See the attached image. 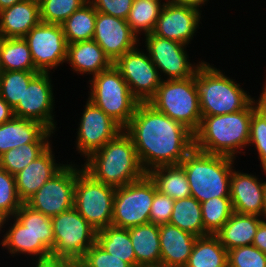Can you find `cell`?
Wrapping results in <instances>:
<instances>
[{
	"mask_svg": "<svg viewBox=\"0 0 266 267\" xmlns=\"http://www.w3.org/2000/svg\"><path fill=\"white\" fill-rule=\"evenodd\" d=\"M124 131L146 174L156 167L180 164L194 148V133L148 102L138 103Z\"/></svg>",
	"mask_w": 266,
	"mask_h": 267,
	"instance_id": "6da1fadb",
	"label": "cell"
},
{
	"mask_svg": "<svg viewBox=\"0 0 266 267\" xmlns=\"http://www.w3.org/2000/svg\"><path fill=\"white\" fill-rule=\"evenodd\" d=\"M254 103L231 114L202 116L194 133V148L209 154L237 159L246 154ZM237 157V158H236Z\"/></svg>",
	"mask_w": 266,
	"mask_h": 267,
	"instance_id": "7a4b0ae2",
	"label": "cell"
},
{
	"mask_svg": "<svg viewBox=\"0 0 266 267\" xmlns=\"http://www.w3.org/2000/svg\"><path fill=\"white\" fill-rule=\"evenodd\" d=\"M83 161V169L95 180L115 188L137 181L146 174L133 141L124 130Z\"/></svg>",
	"mask_w": 266,
	"mask_h": 267,
	"instance_id": "3957f363",
	"label": "cell"
},
{
	"mask_svg": "<svg viewBox=\"0 0 266 267\" xmlns=\"http://www.w3.org/2000/svg\"><path fill=\"white\" fill-rule=\"evenodd\" d=\"M215 66L204 61L194 75L202 116L231 114L246 109L254 97L240 85L242 83H237L235 78Z\"/></svg>",
	"mask_w": 266,
	"mask_h": 267,
	"instance_id": "277c9868",
	"label": "cell"
},
{
	"mask_svg": "<svg viewBox=\"0 0 266 267\" xmlns=\"http://www.w3.org/2000/svg\"><path fill=\"white\" fill-rule=\"evenodd\" d=\"M236 159L193 148L181 161L191 196L200 203L213 197H230L231 172ZM235 163V164H234Z\"/></svg>",
	"mask_w": 266,
	"mask_h": 267,
	"instance_id": "5b68a950",
	"label": "cell"
},
{
	"mask_svg": "<svg viewBox=\"0 0 266 267\" xmlns=\"http://www.w3.org/2000/svg\"><path fill=\"white\" fill-rule=\"evenodd\" d=\"M87 83L89 84L87 99L124 129L134 115L139 101L131 94L120 71L112 65L91 77Z\"/></svg>",
	"mask_w": 266,
	"mask_h": 267,
	"instance_id": "8992f818",
	"label": "cell"
},
{
	"mask_svg": "<svg viewBox=\"0 0 266 267\" xmlns=\"http://www.w3.org/2000/svg\"><path fill=\"white\" fill-rule=\"evenodd\" d=\"M148 103L193 133L200 126L202 113L194 76L186 79L162 80L156 94Z\"/></svg>",
	"mask_w": 266,
	"mask_h": 267,
	"instance_id": "52a82bcc",
	"label": "cell"
},
{
	"mask_svg": "<svg viewBox=\"0 0 266 267\" xmlns=\"http://www.w3.org/2000/svg\"><path fill=\"white\" fill-rule=\"evenodd\" d=\"M80 163L77 164L74 208L93 228L100 231L111 225L116 188L95 180Z\"/></svg>",
	"mask_w": 266,
	"mask_h": 267,
	"instance_id": "ba28073f",
	"label": "cell"
},
{
	"mask_svg": "<svg viewBox=\"0 0 266 267\" xmlns=\"http://www.w3.org/2000/svg\"><path fill=\"white\" fill-rule=\"evenodd\" d=\"M157 186L148 174L122 187H117L113 199L111 225L131 228L150 223L151 205Z\"/></svg>",
	"mask_w": 266,
	"mask_h": 267,
	"instance_id": "9c48e42d",
	"label": "cell"
},
{
	"mask_svg": "<svg viewBox=\"0 0 266 267\" xmlns=\"http://www.w3.org/2000/svg\"><path fill=\"white\" fill-rule=\"evenodd\" d=\"M54 246L53 256L79 262L86 251L96 243L97 230L73 207L51 217Z\"/></svg>",
	"mask_w": 266,
	"mask_h": 267,
	"instance_id": "30bf717a",
	"label": "cell"
},
{
	"mask_svg": "<svg viewBox=\"0 0 266 267\" xmlns=\"http://www.w3.org/2000/svg\"><path fill=\"white\" fill-rule=\"evenodd\" d=\"M142 44L157 67L162 80L186 79L195 75L205 59L190 60L187 47L174 40L159 37L153 33L144 35ZM144 42V43H143ZM144 44V45H143ZM193 61V62H192Z\"/></svg>",
	"mask_w": 266,
	"mask_h": 267,
	"instance_id": "8fae6325",
	"label": "cell"
},
{
	"mask_svg": "<svg viewBox=\"0 0 266 267\" xmlns=\"http://www.w3.org/2000/svg\"><path fill=\"white\" fill-rule=\"evenodd\" d=\"M23 38L38 72L54 73L66 62L68 44L62 25L40 22Z\"/></svg>",
	"mask_w": 266,
	"mask_h": 267,
	"instance_id": "7c38bea8",
	"label": "cell"
},
{
	"mask_svg": "<svg viewBox=\"0 0 266 267\" xmlns=\"http://www.w3.org/2000/svg\"><path fill=\"white\" fill-rule=\"evenodd\" d=\"M75 161L78 160L65 161L66 165L25 203L48 217L73 208L78 163Z\"/></svg>",
	"mask_w": 266,
	"mask_h": 267,
	"instance_id": "4fadbf2b",
	"label": "cell"
},
{
	"mask_svg": "<svg viewBox=\"0 0 266 267\" xmlns=\"http://www.w3.org/2000/svg\"><path fill=\"white\" fill-rule=\"evenodd\" d=\"M140 47L141 44L126 52L113 65L127 82L131 94L139 102H148L156 94L162 78L148 52Z\"/></svg>",
	"mask_w": 266,
	"mask_h": 267,
	"instance_id": "5bb4252c",
	"label": "cell"
},
{
	"mask_svg": "<svg viewBox=\"0 0 266 267\" xmlns=\"http://www.w3.org/2000/svg\"><path fill=\"white\" fill-rule=\"evenodd\" d=\"M83 106L76 129L75 149L82 159L102 148L124 129L89 99Z\"/></svg>",
	"mask_w": 266,
	"mask_h": 267,
	"instance_id": "9a60e30c",
	"label": "cell"
},
{
	"mask_svg": "<svg viewBox=\"0 0 266 267\" xmlns=\"http://www.w3.org/2000/svg\"><path fill=\"white\" fill-rule=\"evenodd\" d=\"M53 73H38L28 84L23 98L13 109L14 116L38 121L49 130H59L55 114ZM58 128V129H57Z\"/></svg>",
	"mask_w": 266,
	"mask_h": 267,
	"instance_id": "2e32d148",
	"label": "cell"
},
{
	"mask_svg": "<svg viewBox=\"0 0 266 267\" xmlns=\"http://www.w3.org/2000/svg\"><path fill=\"white\" fill-rule=\"evenodd\" d=\"M203 14L197 9L167 0L157 19L153 34L189 46L200 29Z\"/></svg>",
	"mask_w": 266,
	"mask_h": 267,
	"instance_id": "e0dca14e",
	"label": "cell"
},
{
	"mask_svg": "<svg viewBox=\"0 0 266 267\" xmlns=\"http://www.w3.org/2000/svg\"><path fill=\"white\" fill-rule=\"evenodd\" d=\"M93 40L114 64L126 52L136 48L141 39L131 30L127 20L96 11Z\"/></svg>",
	"mask_w": 266,
	"mask_h": 267,
	"instance_id": "ac0fdd59",
	"label": "cell"
},
{
	"mask_svg": "<svg viewBox=\"0 0 266 267\" xmlns=\"http://www.w3.org/2000/svg\"><path fill=\"white\" fill-rule=\"evenodd\" d=\"M243 170H236L234 166L231 172L230 199L233 211L265 218V181L256 173H244Z\"/></svg>",
	"mask_w": 266,
	"mask_h": 267,
	"instance_id": "d6986e66",
	"label": "cell"
},
{
	"mask_svg": "<svg viewBox=\"0 0 266 267\" xmlns=\"http://www.w3.org/2000/svg\"><path fill=\"white\" fill-rule=\"evenodd\" d=\"M54 147L51 145L41 156L15 175L17 193L23 203L66 165L64 161L59 162L61 159L55 156Z\"/></svg>",
	"mask_w": 266,
	"mask_h": 267,
	"instance_id": "ffe728a7",
	"label": "cell"
},
{
	"mask_svg": "<svg viewBox=\"0 0 266 267\" xmlns=\"http://www.w3.org/2000/svg\"><path fill=\"white\" fill-rule=\"evenodd\" d=\"M53 134L38 121L14 116L0 125V156L27 143H53Z\"/></svg>",
	"mask_w": 266,
	"mask_h": 267,
	"instance_id": "44dd1931",
	"label": "cell"
},
{
	"mask_svg": "<svg viewBox=\"0 0 266 267\" xmlns=\"http://www.w3.org/2000/svg\"><path fill=\"white\" fill-rule=\"evenodd\" d=\"M0 234L2 235L0 241L2 249H5L7 254L13 258L25 256L26 262L29 257V260H34L52 255L44 244H34V236L14 216L2 219Z\"/></svg>",
	"mask_w": 266,
	"mask_h": 267,
	"instance_id": "7402d4cb",
	"label": "cell"
},
{
	"mask_svg": "<svg viewBox=\"0 0 266 267\" xmlns=\"http://www.w3.org/2000/svg\"><path fill=\"white\" fill-rule=\"evenodd\" d=\"M65 63L70 66L69 69L73 74L89 75V79L113 65L104 50L93 39L68 44Z\"/></svg>",
	"mask_w": 266,
	"mask_h": 267,
	"instance_id": "603a6c76",
	"label": "cell"
},
{
	"mask_svg": "<svg viewBox=\"0 0 266 267\" xmlns=\"http://www.w3.org/2000/svg\"><path fill=\"white\" fill-rule=\"evenodd\" d=\"M41 22L38 0H23L0 11V34L4 38H23Z\"/></svg>",
	"mask_w": 266,
	"mask_h": 267,
	"instance_id": "cb8c5ba5",
	"label": "cell"
},
{
	"mask_svg": "<svg viewBox=\"0 0 266 267\" xmlns=\"http://www.w3.org/2000/svg\"><path fill=\"white\" fill-rule=\"evenodd\" d=\"M161 262L172 267H185L197 236L167 223L159 226Z\"/></svg>",
	"mask_w": 266,
	"mask_h": 267,
	"instance_id": "d4e9b609",
	"label": "cell"
},
{
	"mask_svg": "<svg viewBox=\"0 0 266 267\" xmlns=\"http://www.w3.org/2000/svg\"><path fill=\"white\" fill-rule=\"evenodd\" d=\"M263 217L234 212L228 221L215 233L228 251L239 246L252 245Z\"/></svg>",
	"mask_w": 266,
	"mask_h": 267,
	"instance_id": "484cf974",
	"label": "cell"
},
{
	"mask_svg": "<svg viewBox=\"0 0 266 267\" xmlns=\"http://www.w3.org/2000/svg\"><path fill=\"white\" fill-rule=\"evenodd\" d=\"M136 267L140 264L161 262L159 226L148 223L128 228Z\"/></svg>",
	"mask_w": 266,
	"mask_h": 267,
	"instance_id": "4316f807",
	"label": "cell"
},
{
	"mask_svg": "<svg viewBox=\"0 0 266 267\" xmlns=\"http://www.w3.org/2000/svg\"><path fill=\"white\" fill-rule=\"evenodd\" d=\"M228 251L215 234L199 236L195 240L185 267H226Z\"/></svg>",
	"mask_w": 266,
	"mask_h": 267,
	"instance_id": "83f0119b",
	"label": "cell"
},
{
	"mask_svg": "<svg viewBox=\"0 0 266 267\" xmlns=\"http://www.w3.org/2000/svg\"><path fill=\"white\" fill-rule=\"evenodd\" d=\"M147 174L155 182L157 190L172 199L191 196L187 175L180 164L156 167Z\"/></svg>",
	"mask_w": 266,
	"mask_h": 267,
	"instance_id": "f1b7e54d",
	"label": "cell"
},
{
	"mask_svg": "<svg viewBox=\"0 0 266 267\" xmlns=\"http://www.w3.org/2000/svg\"><path fill=\"white\" fill-rule=\"evenodd\" d=\"M96 243L107 253L136 267V256L128 229L113 225L103 228L97 231Z\"/></svg>",
	"mask_w": 266,
	"mask_h": 267,
	"instance_id": "f546056e",
	"label": "cell"
},
{
	"mask_svg": "<svg viewBox=\"0 0 266 267\" xmlns=\"http://www.w3.org/2000/svg\"><path fill=\"white\" fill-rule=\"evenodd\" d=\"M95 20L96 9L90 1L72 13L61 24L67 44L92 40Z\"/></svg>",
	"mask_w": 266,
	"mask_h": 267,
	"instance_id": "4dcf8cb0",
	"label": "cell"
},
{
	"mask_svg": "<svg viewBox=\"0 0 266 267\" xmlns=\"http://www.w3.org/2000/svg\"><path fill=\"white\" fill-rule=\"evenodd\" d=\"M169 223L197 237L208 235L203 226L201 203L192 196L175 200Z\"/></svg>",
	"mask_w": 266,
	"mask_h": 267,
	"instance_id": "1f68e13d",
	"label": "cell"
},
{
	"mask_svg": "<svg viewBox=\"0 0 266 267\" xmlns=\"http://www.w3.org/2000/svg\"><path fill=\"white\" fill-rule=\"evenodd\" d=\"M167 0H133L127 23L131 30L141 39L152 33L160 12Z\"/></svg>",
	"mask_w": 266,
	"mask_h": 267,
	"instance_id": "d6a6232c",
	"label": "cell"
},
{
	"mask_svg": "<svg viewBox=\"0 0 266 267\" xmlns=\"http://www.w3.org/2000/svg\"><path fill=\"white\" fill-rule=\"evenodd\" d=\"M14 217L34 236V244H44L50 251L54 246L51 217L32 209L23 203Z\"/></svg>",
	"mask_w": 266,
	"mask_h": 267,
	"instance_id": "836d02e7",
	"label": "cell"
},
{
	"mask_svg": "<svg viewBox=\"0 0 266 267\" xmlns=\"http://www.w3.org/2000/svg\"><path fill=\"white\" fill-rule=\"evenodd\" d=\"M0 58L2 71H37L24 38H4Z\"/></svg>",
	"mask_w": 266,
	"mask_h": 267,
	"instance_id": "e575fe53",
	"label": "cell"
},
{
	"mask_svg": "<svg viewBox=\"0 0 266 267\" xmlns=\"http://www.w3.org/2000/svg\"><path fill=\"white\" fill-rule=\"evenodd\" d=\"M53 143H27L0 156V168L15 176L41 156Z\"/></svg>",
	"mask_w": 266,
	"mask_h": 267,
	"instance_id": "d590c367",
	"label": "cell"
},
{
	"mask_svg": "<svg viewBox=\"0 0 266 267\" xmlns=\"http://www.w3.org/2000/svg\"><path fill=\"white\" fill-rule=\"evenodd\" d=\"M38 71H3L0 74V96L14 109L23 98L29 82Z\"/></svg>",
	"mask_w": 266,
	"mask_h": 267,
	"instance_id": "8d00e7d4",
	"label": "cell"
},
{
	"mask_svg": "<svg viewBox=\"0 0 266 267\" xmlns=\"http://www.w3.org/2000/svg\"><path fill=\"white\" fill-rule=\"evenodd\" d=\"M204 230L215 234L234 213L230 197H213L201 203Z\"/></svg>",
	"mask_w": 266,
	"mask_h": 267,
	"instance_id": "74e56055",
	"label": "cell"
},
{
	"mask_svg": "<svg viewBox=\"0 0 266 267\" xmlns=\"http://www.w3.org/2000/svg\"><path fill=\"white\" fill-rule=\"evenodd\" d=\"M41 22L62 24L89 0H38Z\"/></svg>",
	"mask_w": 266,
	"mask_h": 267,
	"instance_id": "f35d334b",
	"label": "cell"
},
{
	"mask_svg": "<svg viewBox=\"0 0 266 267\" xmlns=\"http://www.w3.org/2000/svg\"><path fill=\"white\" fill-rule=\"evenodd\" d=\"M22 204L17 193L15 176L0 168V218L14 216Z\"/></svg>",
	"mask_w": 266,
	"mask_h": 267,
	"instance_id": "ab89813d",
	"label": "cell"
},
{
	"mask_svg": "<svg viewBox=\"0 0 266 267\" xmlns=\"http://www.w3.org/2000/svg\"><path fill=\"white\" fill-rule=\"evenodd\" d=\"M251 146L257 151L254 155L257 154L260 161V168L262 173L266 175V121L264 118L256 111H253L251 120H250V135H249V144L248 148Z\"/></svg>",
	"mask_w": 266,
	"mask_h": 267,
	"instance_id": "60d3db41",
	"label": "cell"
},
{
	"mask_svg": "<svg viewBox=\"0 0 266 267\" xmlns=\"http://www.w3.org/2000/svg\"><path fill=\"white\" fill-rule=\"evenodd\" d=\"M229 267H266V254L253 245L228 250Z\"/></svg>",
	"mask_w": 266,
	"mask_h": 267,
	"instance_id": "b9f144b4",
	"label": "cell"
},
{
	"mask_svg": "<svg viewBox=\"0 0 266 267\" xmlns=\"http://www.w3.org/2000/svg\"><path fill=\"white\" fill-rule=\"evenodd\" d=\"M78 267H131L127 262L107 253L94 243L78 262Z\"/></svg>",
	"mask_w": 266,
	"mask_h": 267,
	"instance_id": "7bdbcfd3",
	"label": "cell"
},
{
	"mask_svg": "<svg viewBox=\"0 0 266 267\" xmlns=\"http://www.w3.org/2000/svg\"><path fill=\"white\" fill-rule=\"evenodd\" d=\"M175 200L156 190L150 211V223L157 226L169 223Z\"/></svg>",
	"mask_w": 266,
	"mask_h": 267,
	"instance_id": "ee69618b",
	"label": "cell"
},
{
	"mask_svg": "<svg viewBox=\"0 0 266 267\" xmlns=\"http://www.w3.org/2000/svg\"><path fill=\"white\" fill-rule=\"evenodd\" d=\"M96 11L127 20L133 0H89Z\"/></svg>",
	"mask_w": 266,
	"mask_h": 267,
	"instance_id": "f6af8a7d",
	"label": "cell"
},
{
	"mask_svg": "<svg viewBox=\"0 0 266 267\" xmlns=\"http://www.w3.org/2000/svg\"><path fill=\"white\" fill-rule=\"evenodd\" d=\"M27 264H29L28 267H78V262L73 259L53 255L28 260Z\"/></svg>",
	"mask_w": 266,
	"mask_h": 267,
	"instance_id": "bcb514c9",
	"label": "cell"
},
{
	"mask_svg": "<svg viewBox=\"0 0 266 267\" xmlns=\"http://www.w3.org/2000/svg\"><path fill=\"white\" fill-rule=\"evenodd\" d=\"M252 245L266 254V218L260 222Z\"/></svg>",
	"mask_w": 266,
	"mask_h": 267,
	"instance_id": "7dc6e473",
	"label": "cell"
},
{
	"mask_svg": "<svg viewBox=\"0 0 266 267\" xmlns=\"http://www.w3.org/2000/svg\"><path fill=\"white\" fill-rule=\"evenodd\" d=\"M266 79V77H264ZM261 91L259 92L258 98L254 96L253 103L255 110L264 118L266 121V80L263 82ZM256 98V99H255Z\"/></svg>",
	"mask_w": 266,
	"mask_h": 267,
	"instance_id": "c3c4849f",
	"label": "cell"
},
{
	"mask_svg": "<svg viewBox=\"0 0 266 267\" xmlns=\"http://www.w3.org/2000/svg\"><path fill=\"white\" fill-rule=\"evenodd\" d=\"M13 117V108L0 96V125Z\"/></svg>",
	"mask_w": 266,
	"mask_h": 267,
	"instance_id": "681fc988",
	"label": "cell"
},
{
	"mask_svg": "<svg viewBox=\"0 0 266 267\" xmlns=\"http://www.w3.org/2000/svg\"><path fill=\"white\" fill-rule=\"evenodd\" d=\"M175 4L197 9L202 13V8L207 6L209 0H172ZM212 1V0H211ZM204 6V7H203Z\"/></svg>",
	"mask_w": 266,
	"mask_h": 267,
	"instance_id": "f907efd6",
	"label": "cell"
},
{
	"mask_svg": "<svg viewBox=\"0 0 266 267\" xmlns=\"http://www.w3.org/2000/svg\"><path fill=\"white\" fill-rule=\"evenodd\" d=\"M23 0H0V11L13 6Z\"/></svg>",
	"mask_w": 266,
	"mask_h": 267,
	"instance_id": "816d5d0a",
	"label": "cell"
},
{
	"mask_svg": "<svg viewBox=\"0 0 266 267\" xmlns=\"http://www.w3.org/2000/svg\"><path fill=\"white\" fill-rule=\"evenodd\" d=\"M137 267H172V266L159 262V263H150V264H140Z\"/></svg>",
	"mask_w": 266,
	"mask_h": 267,
	"instance_id": "f5cc1de1",
	"label": "cell"
},
{
	"mask_svg": "<svg viewBox=\"0 0 266 267\" xmlns=\"http://www.w3.org/2000/svg\"><path fill=\"white\" fill-rule=\"evenodd\" d=\"M4 37L0 34V55H1V48H2V42ZM2 65H1V58H0V74L2 73Z\"/></svg>",
	"mask_w": 266,
	"mask_h": 267,
	"instance_id": "db71d44e",
	"label": "cell"
},
{
	"mask_svg": "<svg viewBox=\"0 0 266 267\" xmlns=\"http://www.w3.org/2000/svg\"><path fill=\"white\" fill-rule=\"evenodd\" d=\"M263 200H264V209H265V218H266V181H265V186H264Z\"/></svg>",
	"mask_w": 266,
	"mask_h": 267,
	"instance_id": "11a10c76",
	"label": "cell"
}]
</instances>
